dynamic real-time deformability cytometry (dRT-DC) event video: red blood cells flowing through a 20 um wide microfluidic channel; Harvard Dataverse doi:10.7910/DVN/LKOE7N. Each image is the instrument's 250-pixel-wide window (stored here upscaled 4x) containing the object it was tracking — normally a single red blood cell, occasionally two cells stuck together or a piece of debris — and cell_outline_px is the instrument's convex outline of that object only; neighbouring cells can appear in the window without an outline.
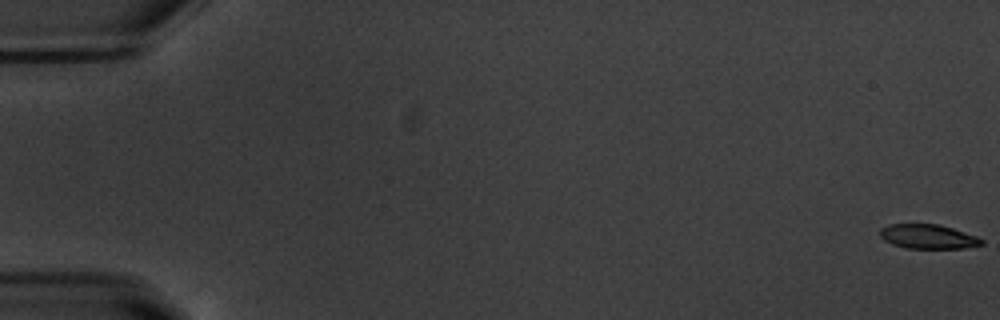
{"species": "common noctule bat (a hibernating species)", "species_latin": "Nyctalus noctula", "temperature_condition": "warm", "stored_images_in_passage": 55, "camera_frame_rate_fps": 3000, "um_per_image_px": 0.085, "animal": {"sex": "male", "body_mass_g": 20.1, "forearm_length_mm": 53.5}, "frame": {"image": 1, "passage_image": 1, "time_ms": 0.0, "image_size_px": [1000, 320], "cell_outline_px": [[984, 244], [964, 248], [904, 248], [892, 244], [884, 240], [880, 236], [880, 228], [888, 224], [936, 224], [952, 228], [976, 236], [984, 240]], "centroid_in_image_um": [78.86, 20.11], "position_along_channel_um": 6.1, "area_um2": 14.39}}
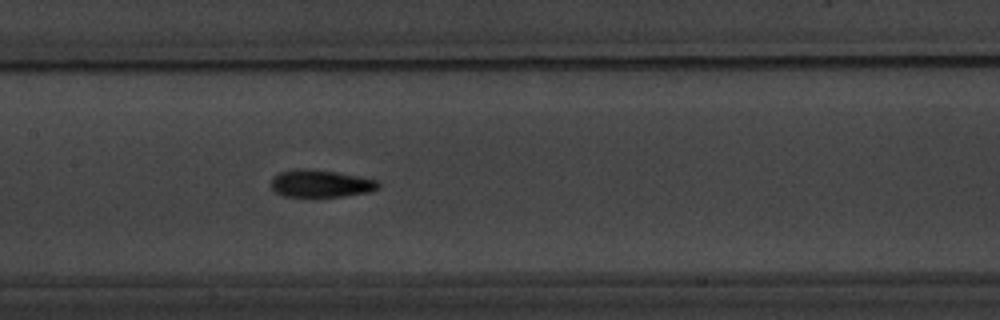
{"frame": {"image": 2, "passage_image": 28, "time_ms": 9.0, "image_size_px": [1000, 320], "cell_outline_px": [[380, 188], [368, 192], [344, 196], [312, 200], [284, 196], [276, 192], [272, 188], [272, 176], [280, 172], [300, 168], [336, 172], [360, 176], [380, 180]], "centroid_in_image_um": [27.27, 15.65], "position_along_channel_um": 180.1, "area_um2": 17.92}}
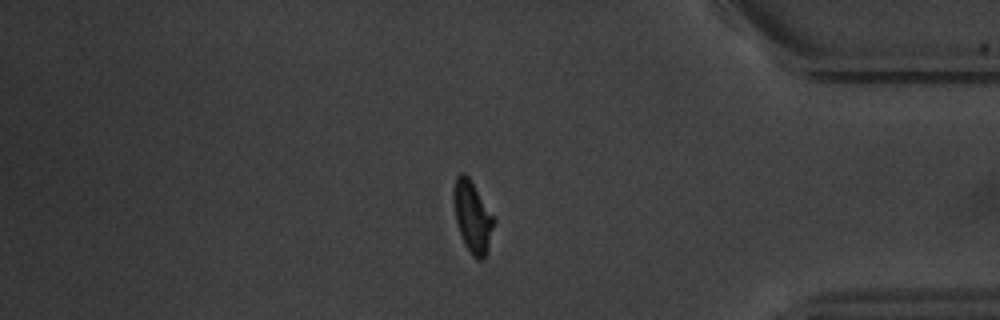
{"frame": {"image": 3, "passage_image": 47, "time_ms": 15.333, "image_size_px": [1000, 320], "cell_outline_px": [[496, 220], [488, 248], [484, 260], [476, 260], [472, 256], [464, 244], [456, 220], [452, 196], [452, 188], [456, 176], [460, 172], [464, 172], [468, 176], [496, 216]], "centroid_in_image_um": [40.18, 18.4], "position_along_channel_um": 395.0, "area_um2": 17.28}, "authors_computed_cell_mechanics": {"area_um2": 16.5886, "velocity_mm_per_s": 3.7727, "shape_relaxation_time_tau1_ms": 2.0787, "shape_relaxation_time_tau2_ms": 2.0189, "deformation_change_tau1": 0.1607, "deformation_change_tau2": 0.0949}}